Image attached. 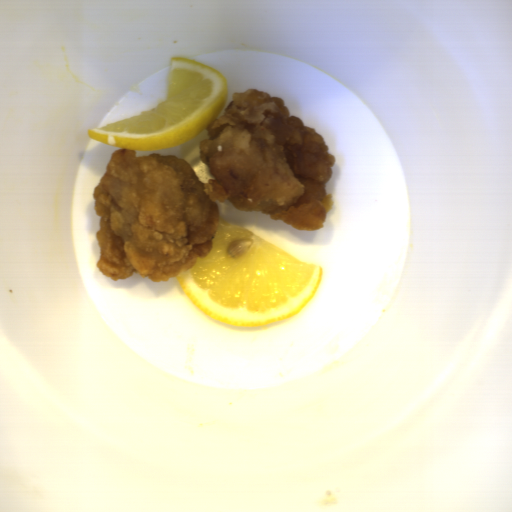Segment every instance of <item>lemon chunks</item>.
Segmentation results:
<instances>
[{"instance_id":"obj_1","label":"lemon chunks","mask_w":512,"mask_h":512,"mask_svg":"<svg viewBox=\"0 0 512 512\" xmlns=\"http://www.w3.org/2000/svg\"><path fill=\"white\" fill-rule=\"evenodd\" d=\"M323 266L300 261L248 228L218 217L205 258L176 276L187 299L214 320L262 327L297 316L314 298Z\"/></svg>"},{"instance_id":"obj_2","label":"lemon chunks","mask_w":512,"mask_h":512,"mask_svg":"<svg viewBox=\"0 0 512 512\" xmlns=\"http://www.w3.org/2000/svg\"><path fill=\"white\" fill-rule=\"evenodd\" d=\"M228 95L227 81L219 71L191 59L171 57L165 102L86 132L91 139L135 152L171 148L207 129Z\"/></svg>"},{"instance_id":"obj_3","label":"lemon chunks","mask_w":512,"mask_h":512,"mask_svg":"<svg viewBox=\"0 0 512 512\" xmlns=\"http://www.w3.org/2000/svg\"><path fill=\"white\" fill-rule=\"evenodd\" d=\"M201 141H203L202 138L182 146L179 154L181 155V160H184L191 167L198 179L208 184V180L216 178L212 174L211 168L206 163H203L199 157Z\"/></svg>"}]
</instances>
